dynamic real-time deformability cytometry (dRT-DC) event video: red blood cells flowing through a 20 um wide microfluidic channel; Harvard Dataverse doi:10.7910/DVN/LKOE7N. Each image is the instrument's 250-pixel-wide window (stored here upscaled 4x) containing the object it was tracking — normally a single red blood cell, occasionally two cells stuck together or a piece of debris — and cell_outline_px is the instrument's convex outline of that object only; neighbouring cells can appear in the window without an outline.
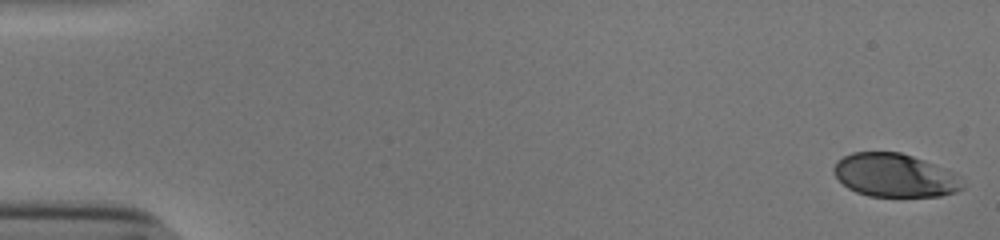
{"species": "human", "species_latin": "Homo sapiens", "temperature_condition": "cold", "stored_images_in_passage": 53, "camera_frame_rate_fps": 3000, "um_per_image_px": 0.085, "donor": {"sex": "male"}, "frame": {"image": 1, "passage_image": 1, "time_ms": 0.0, "image_size_px": [1000, 240], "cell_outline_px": [[964, 188], [956, 192], [940, 196], [868, 196], [856, 192], [848, 188], [832, 172], [832, 168], [836, 160], [852, 152], [900, 152], [924, 160], [944, 168], [952, 172]], "centroid_in_image_um": [75.99, 14.9], "position_along_channel_um": 9.0, "area_um2": 32.31}}
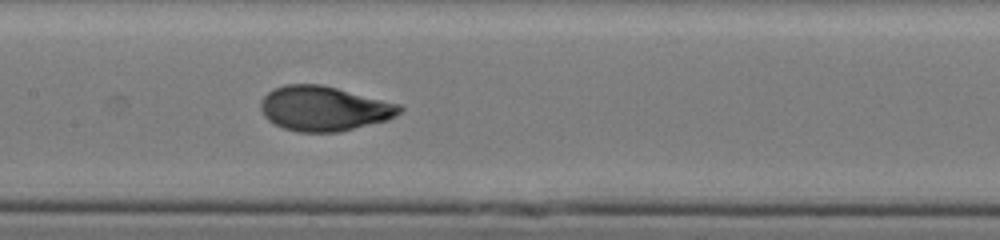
{"frame": {"image": 2, "passage_image": 27, "time_ms": 8.667, "image_size_px": [1000, 240], "cell_outline_px": [[404, 108], [396, 116], [388, 120], [340, 132], [296, 132], [284, 128], [268, 120], [264, 116], [260, 108], [260, 100], [268, 92], [284, 84], [320, 84], [400, 104]], "centroid_in_image_um": [27.54, 9.23], "position_along_channel_um": 179.9, "area_um2": 36.24}}
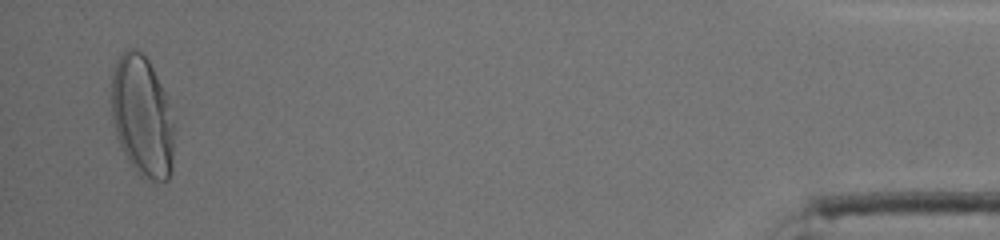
{"frame": {"image": 3, "passage_image": 52, "time_ms": 17.0, "image_size_px": [1000, 240], "cell_outline_px": [[176, 120], [172, 172], [168, 180], [152, 180], [140, 176], [136, 172], [128, 160], [116, 136], [112, 120], [112, 72], [116, 60], [128, 48], [136, 48], [148, 60], [164, 92]], "centroid_in_image_um": [12.12, 9.92], "position_along_channel_um": 423.1, "area_um2": 44.68}, "authors_computed_cell_mechanics": {"area_um2": 35.258, "velocity_mm_per_s": 3.8377, "shape_relaxation_time_tau1_ms": 4.3249, "shape_relaxation_time_tau2_ms": null, "deformation_change_tau1": 0.1941, "deformation_change_tau2": null}}